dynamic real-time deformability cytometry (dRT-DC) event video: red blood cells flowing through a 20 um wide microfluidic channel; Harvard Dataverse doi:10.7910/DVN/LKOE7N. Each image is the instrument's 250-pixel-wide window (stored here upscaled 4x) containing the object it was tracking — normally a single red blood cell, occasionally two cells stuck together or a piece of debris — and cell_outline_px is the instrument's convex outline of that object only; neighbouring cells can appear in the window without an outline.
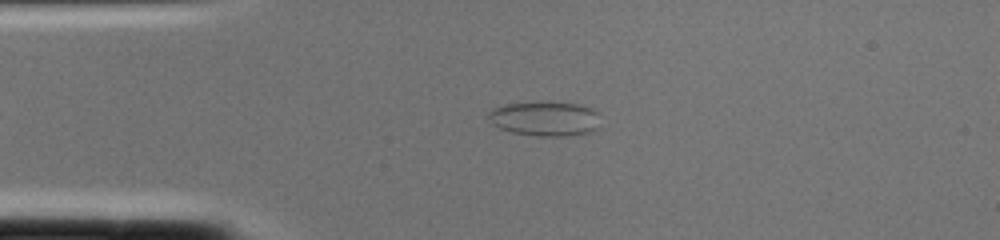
{"species": "common noctule bat (a hibernating species)", "species_latin": "Nyctalus noctula", "temperature_condition": "cold", "stored_images_in_passage": 2, "camera_frame_rate_fps": 3000, "um_per_image_px": 0.085, "animal": {"sex": "female", "body_mass_g": 22.0, "forearm_length_mm": 56.7}, "frame": {"image": 1, "passage_image": 2, "time_ms": 0.333, "image_size_px": [1000, 240], "cell_outline_px": [[596, 128], [588, 132], [564, 136], [536, 136], [512, 132], [500, 128], [492, 124], [488, 116], [488, 112], [492, 108], [504, 104], [580, 104], [592, 108], [596, 112]], "centroid_in_image_um": [46.25, 10.11], "position_along_channel_um": 38.7, "area_um2": 21.68}}